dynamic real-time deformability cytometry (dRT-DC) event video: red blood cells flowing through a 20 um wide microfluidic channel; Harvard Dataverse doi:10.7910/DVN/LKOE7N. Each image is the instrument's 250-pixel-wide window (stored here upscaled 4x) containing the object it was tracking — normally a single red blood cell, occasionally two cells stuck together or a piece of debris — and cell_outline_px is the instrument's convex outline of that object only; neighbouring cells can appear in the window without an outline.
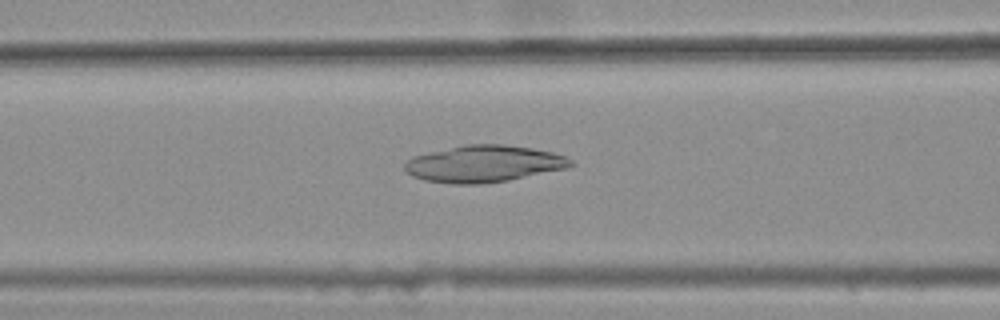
{"species": "common noctule bat (a hibernating species)", "species_latin": "Nyctalus noctula", "temperature_condition": "warm", "stored_images_in_passage": 47, "camera_frame_rate_fps": 3000, "um_per_image_px": 0.085, "animal": {"sex": "female", "body_mass_g": 25.1}, "frame": {"image": 1, "passage_image": 22, "time_ms": 7.0, "image_size_px": [1000, 320], "cell_outline_px": [[576, 164], [568, 168], [508, 180], [480, 184], [452, 184], [424, 180], [412, 176], [404, 168], [404, 164], [412, 156], [464, 144], [504, 144], [532, 148], [552, 152], [568, 156]], "centroid_in_image_um": [41.15, 13.92], "position_along_channel_um": 125.4, "area_um2": 35.78}}
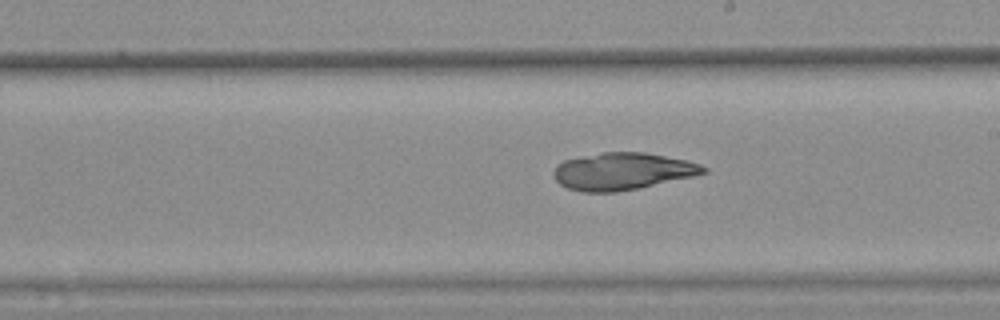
{"frame": {"image": 2, "passage_image": 31, "time_ms": 10.0, "image_size_px": [1000, 320], "cell_outline_px": [[708, 172], [692, 176], [640, 188], [616, 192], [584, 192], [568, 188], [560, 184], [556, 180], [552, 172], [556, 164], [564, 160], [604, 152], [644, 152], [688, 160], [700, 164], [708, 168]], "centroid_in_image_um": [52.91, 14.56], "position_along_channel_um": 236.1, "area_um2": 32.43}}
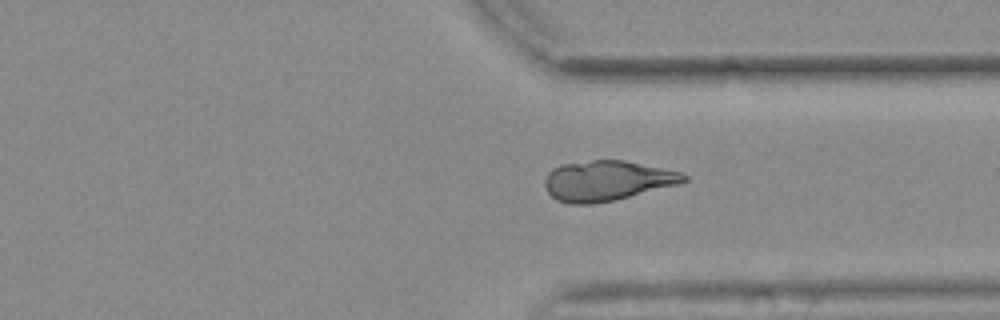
{"frame": {"image": 3, "passage_image": 41, "time_ms": 13.333, "image_size_px": [1000, 320], "cell_outline_px": [[688, 180], [676, 184], [612, 200], [592, 204], [568, 204], [556, 200], [544, 188], [544, 180], [548, 172], [552, 168], [560, 164], [592, 160], [624, 160], [680, 172], [688, 176]], "centroid_in_image_um": [51.51, 15.35], "position_along_channel_um": 359.9, "area_um2": 32.19}}